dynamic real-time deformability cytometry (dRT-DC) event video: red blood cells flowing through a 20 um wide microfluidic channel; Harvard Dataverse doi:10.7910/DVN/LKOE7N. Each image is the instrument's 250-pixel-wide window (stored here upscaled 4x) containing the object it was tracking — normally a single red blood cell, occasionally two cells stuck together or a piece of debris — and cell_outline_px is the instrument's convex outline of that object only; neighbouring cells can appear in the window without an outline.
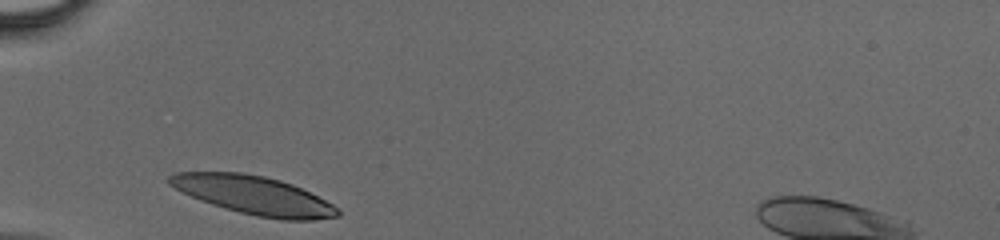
{"species": "human", "species_latin": "Homo sapiens", "temperature_condition": "cold", "stored_images_in_passage": 24, "camera_frame_rate_fps": 3000, "um_per_image_px": 0.085, "donor": {"sex": "male"}, "frame": {"image": 1, "passage_image": 1, "time_ms": 0.0, "image_size_px": [1000, 240], "cell_outline_px": [[340, 216], [312, 220], [280, 220], [256, 216], [224, 208], [200, 200], [168, 184], [168, 176], [176, 172], [244, 172], [264, 176], [280, 180], [292, 184], [332, 204], [340, 212]], "centroid_in_image_um": [21.56, 16.59], "position_along_channel_um": 63.4, "area_um2": 37.4}}
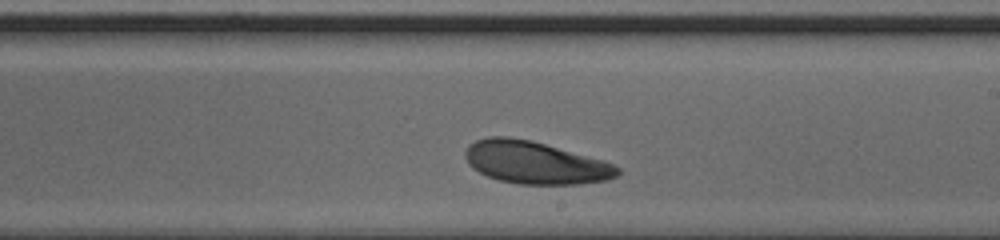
{"frame": {"image": 2, "passage_image": 14, "time_ms": 4.333, "image_size_px": [1000, 240], "cell_outline_px": [[620, 172], [616, 176], [608, 180], [580, 184], [520, 184], [500, 180], [488, 176], [472, 168], [468, 164], [464, 156], [464, 152], [468, 144], [476, 140], [488, 136], [508, 136], [532, 140], [604, 160], [620, 168]], "centroid_in_image_um": [45.47, 13.81], "position_along_channel_um": 243.5, "area_um2": 37.92}}
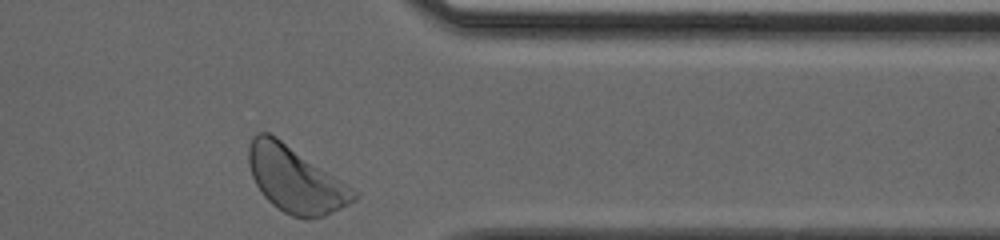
{"frame": {"image": 3, "passage_image": 24, "time_ms": 7.667, "image_size_px": [1000, 240], "cell_outline_px": [[360, 196], [356, 200], [324, 216], [312, 220], [292, 216], [284, 212], [272, 204], [264, 196], [256, 184], [252, 176], [248, 164], [248, 148], [252, 136], [256, 132], [268, 132], [276, 136], [360, 192]], "centroid_in_image_um": [25.12, 15.26], "position_along_channel_um": 386.3, "area_um2": 40.58}}